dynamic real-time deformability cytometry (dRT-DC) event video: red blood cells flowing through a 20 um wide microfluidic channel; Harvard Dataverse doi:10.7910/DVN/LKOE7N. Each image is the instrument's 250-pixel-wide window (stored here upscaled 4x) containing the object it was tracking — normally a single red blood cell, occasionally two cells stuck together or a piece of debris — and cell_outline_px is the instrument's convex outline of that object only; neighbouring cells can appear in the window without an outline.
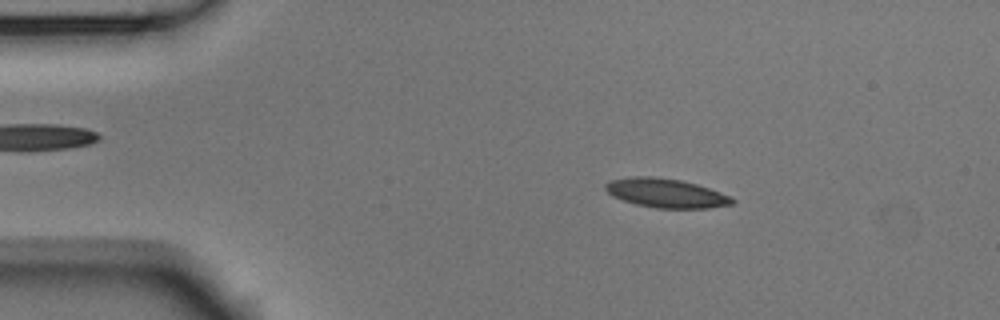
{"species": "Egyptian fruit bat (a non-hibernating species)", "species_latin": "Rousettus aegyptiacus", "temperature_condition": "room temperature", "stored_images_in_passage": 53, "camera_frame_rate_fps": 3000, "um_per_image_px": 0.085, "animal": {"sex": "male"}, "frame": {"image": 1, "passage_image": 8, "time_ms": 2.333, "image_size_px": [1000, 320], "cell_outline_px": [[736, 200], [732, 204], [708, 208], [656, 208], [636, 204], [612, 196], [604, 188], [604, 184], [612, 180], [632, 176], [652, 176], [680, 180], [696, 184], [732, 196]], "centroid_in_image_um": [56.61, 16.41], "position_along_channel_um": 28.4, "area_um2": 21.39}}
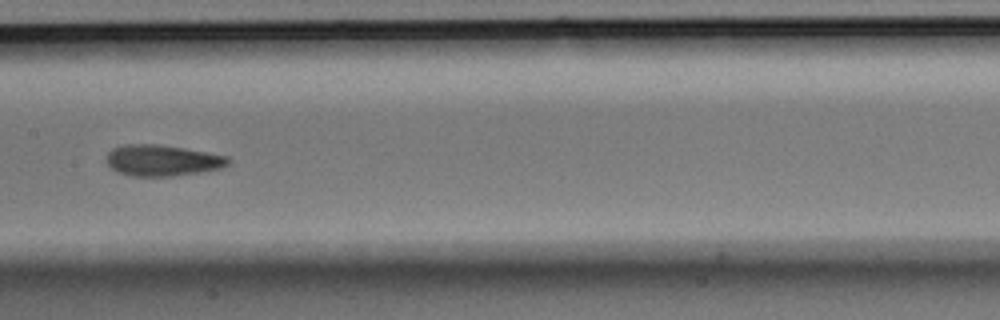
{"frame": {"image": 2, "passage_image": 26, "time_ms": 8.333, "image_size_px": [1000, 320], "cell_outline_px": [[232, 160], [228, 164], [220, 168], [200, 172], [172, 176], [132, 176], [120, 172], [112, 168], [108, 164], [108, 152], [112, 148], [124, 144], [160, 144], [184, 148], [228, 156]], "centroid_in_image_um": [13.82, 13.62], "position_along_channel_um": 193.6, "area_um2": 21.96}}
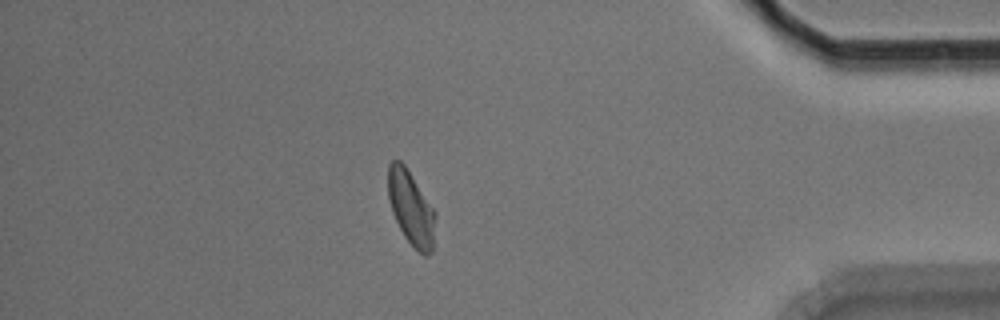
{"frame": {"image": 3, "passage_image": 46, "time_ms": 15.0, "image_size_px": [1000, 320], "cell_outline_px": [[436, 216], [432, 252], [428, 256], [424, 256], [404, 236], [392, 212], [388, 200], [388, 164], [392, 160], [400, 160], [404, 164], [436, 212]], "centroid_in_image_um": [34.94, 17.68], "position_along_channel_um": 400.3, "area_um2": 20.35}, "authors_computed_cell_mechanics": {"area_um2": 21.386, "velocity_mm_per_s": 3.6677, "shape_relaxation_time_tau1_ms": null, "shape_relaxation_time_tau2_ms": 1.6419, "deformation_change_tau1": null, "deformation_change_tau2": 0.0612}}